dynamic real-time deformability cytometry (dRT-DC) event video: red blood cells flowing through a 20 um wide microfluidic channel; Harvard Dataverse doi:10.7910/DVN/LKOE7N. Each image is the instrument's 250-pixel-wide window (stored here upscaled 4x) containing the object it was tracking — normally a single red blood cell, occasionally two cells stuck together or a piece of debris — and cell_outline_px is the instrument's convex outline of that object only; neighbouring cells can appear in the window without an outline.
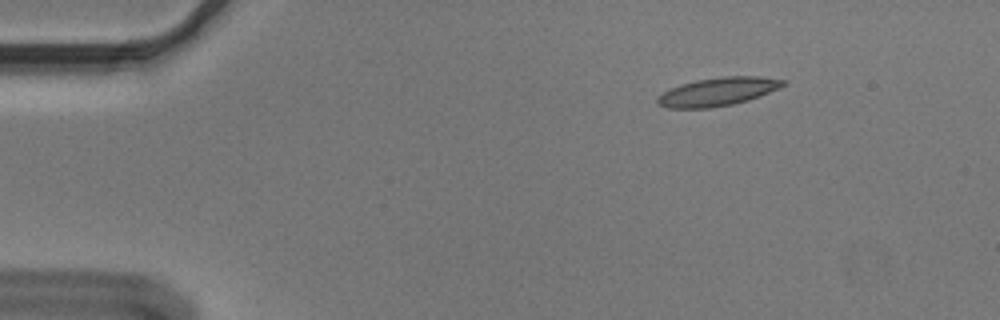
{"species": "Egyptian fruit bat (a non-hibernating species)", "species_latin": "Rousettus aegyptiacus", "temperature_condition": "cold", "stored_images_in_passage": 56, "camera_frame_rate_fps": 3000, "um_per_image_px": 0.085, "animal": {"sex": "male"}, "frame": {"image": 1, "passage_image": 8, "time_ms": 2.333, "image_size_px": [1000, 320], "cell_outline_px": [[788, 84], [780, 88], [760, 96], [748, 100], [732, 104], [708, 108], [668, 108], [660, 104], [656, 100], [656, 96], [668, 88], [680, 84], [696, 80], [724, 76], [760, 76], [788, 80]], "centroid_in_image_um": [61.04, 7.78], "position_along_channel_um": 24.0, "area_um2": 20.98}}
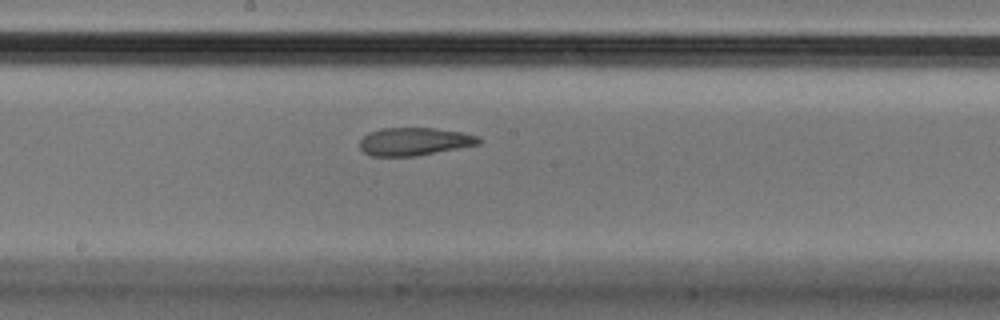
{"frame": {"image": 2, "passage_image": 30, "time_ms": 9.667, "image_size_px": [1000, 320], "cell_outline_px": [[484, 140], [480, 144], [416, 156], [372, 156], [364, 152], [360, 148], [360, 140], [368, 132], [380, 128], [432, 128], [460, 132], [480, 136]], "centroid_in_image_um": [35.24, 12.03], "position_along_channel_um": 213.0, "area_um2": 19.42}}
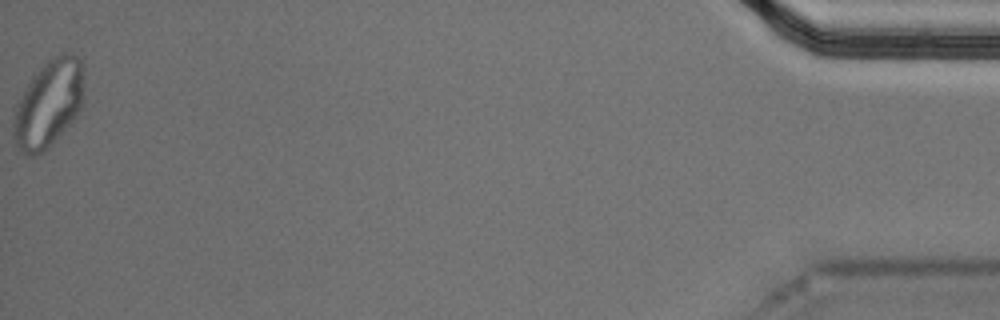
{"frame": {"image": 3, "passage_image": 56, "time_ms": 18.333, "image_size_px": [1000, 320], "cell_outline_px": [[84, 104], [80, 112], [36, 156], [28, 156], [16, 144], [12, 136], [12, 120], [16, 108], [32, 76], [52, 56], [60, 52], [72, 52], [84, 64]], "centroid_in_image_um": [4.17, 8.73], "position_along_channel_um": 431.0, "area_um2": 35.66}, "authors_computed_cell_mechanics": {"area_um2": 20.6346, "velocity_mm_per_s": 3.5989, "shape_relaxation_time_tau1_ms": null, "shape_relaxation_time_tau2_ms": 2.5391, "deformation_change_tau1": null, "deformation_change_tau2": 0.0788}}